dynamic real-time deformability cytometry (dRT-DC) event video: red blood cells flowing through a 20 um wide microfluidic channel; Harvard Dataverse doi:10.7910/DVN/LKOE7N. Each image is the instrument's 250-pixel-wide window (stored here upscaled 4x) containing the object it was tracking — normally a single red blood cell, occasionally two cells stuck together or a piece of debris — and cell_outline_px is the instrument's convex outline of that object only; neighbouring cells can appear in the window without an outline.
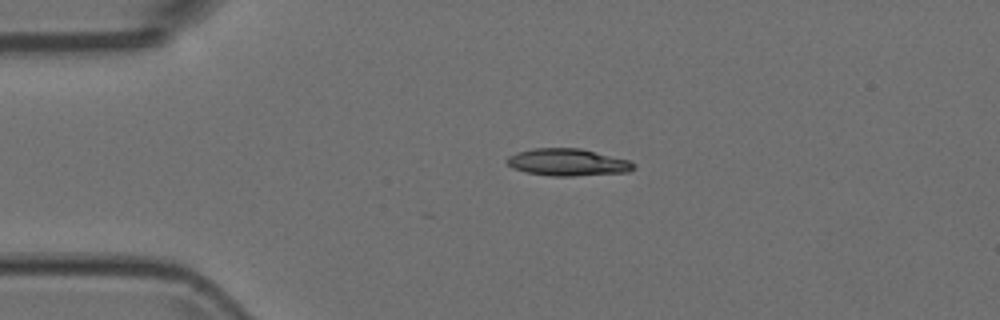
{"species": "Egyptian fruit bat (a non-hibernating species)", "species_latin": "Rousettus aegyptiacus", "temperature_condition": "room temperature", "stored_images_in_passage": 2, "camera_frame_rate_fps": 3000, "um_per_image_px": 0.085, "animal": {"sex": "female"}, "frame": {"image": 1, "passage_image": 1, "time_ms": 0.0, "image_size_px": [1000, 320], "cell_outline_px": [[636, 168], [628, 172], [572, 176], [548, 176], [524, 172], [512, 168], [504, 160], [508, 156], [516, 152], [532, 148], [580, 148], [628, 160], [636, 164]], "centroid_in_image_um": [48.21, 13.8], "position_along_channel_um": 36.8, "area_um2": 20.23}}